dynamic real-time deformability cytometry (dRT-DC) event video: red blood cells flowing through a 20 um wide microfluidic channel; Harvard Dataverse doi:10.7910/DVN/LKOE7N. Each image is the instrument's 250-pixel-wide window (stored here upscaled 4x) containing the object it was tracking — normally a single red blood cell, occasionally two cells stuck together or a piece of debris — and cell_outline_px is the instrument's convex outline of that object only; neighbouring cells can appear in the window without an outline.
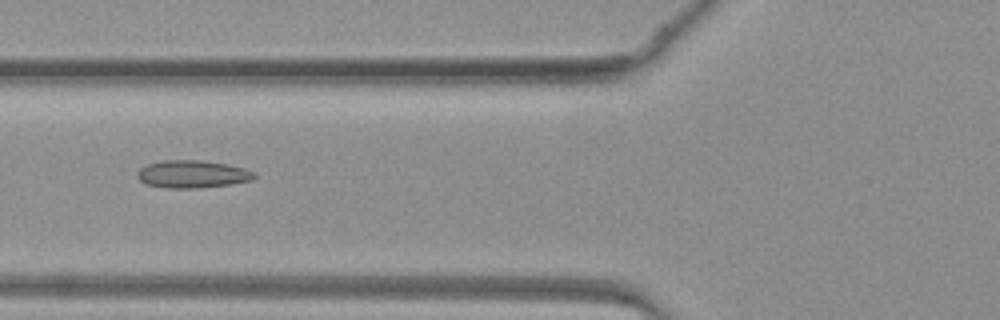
{"species": "common noctule bat (a hibernating species)", "species_latin": "Nyctalus noctula", "temperature_condition": "warm", "stored_images_in_passage": 47, "camera_frame_rate_fps": 3000, "um_per_image_px": 0.085, "animal": {"sex": "female", "body_mass_g": 19.3, "forearm_length_mm": 54.1}, "frame": {"image": 1, "passage_image": 19, "time_ms": 6.0, "image_size_px": [1000, 320], "cell_outline_px": [[256, 176], [252, 180], [232, 184], [200, 188], [168, 188], [144, 184], [136, 176], [136, 172], [140, 168], [148, 164], [164, 160], [200, 160], [228, 164], [244, 168], [256, 172]], "centroid_in_image_um": [16.36, 14.8], "position_along_channel_um": 109.4, "area_um2": 19.02}}
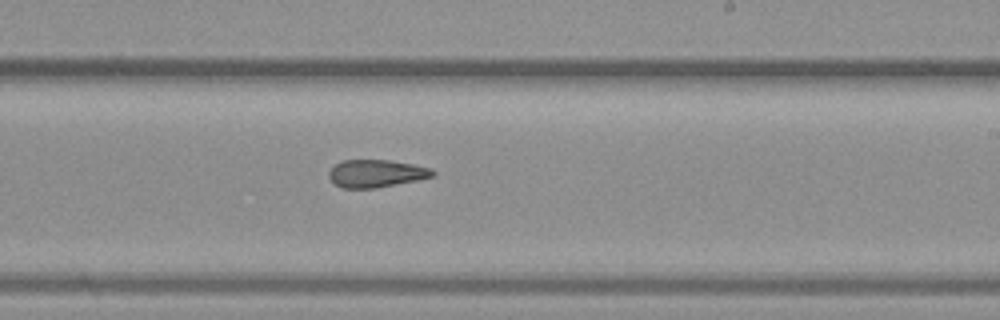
{"frame": {"image": 2, "passage_image": 29, "time_ms": 9.333, "image_size_px": [1000, 320], "cell_outline_px": [[436, 176], [376, 188], [340, 188], [328, 176], [328, 172], [340, 160], [388, 160], [412, 164], [432, 168], [436, 172]], "centroid_in_image_um": [31.99, 14.74], "position_along_channel_um": 257.0, "area_um2": 16.7}}
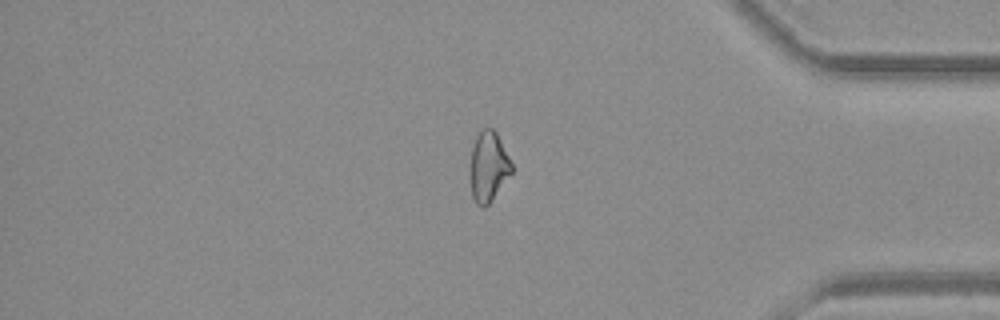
{"frame": {"image": 3, "passage_image": 40, "time_ms": 13.0, "image_size_px": [1000, 320], "cell_outline_px": [[512, 172], [492, 200], [484, 208], [480, 208], [476, 204], [472, 196], [472, 144], [476, 136], [484, 128], [492, 128], [496, 132], [512, 164]], "centroid_in_image_um": [41.53, 14.18], "position_along_channel_um": 393.7, "area_um2": 16.47}}